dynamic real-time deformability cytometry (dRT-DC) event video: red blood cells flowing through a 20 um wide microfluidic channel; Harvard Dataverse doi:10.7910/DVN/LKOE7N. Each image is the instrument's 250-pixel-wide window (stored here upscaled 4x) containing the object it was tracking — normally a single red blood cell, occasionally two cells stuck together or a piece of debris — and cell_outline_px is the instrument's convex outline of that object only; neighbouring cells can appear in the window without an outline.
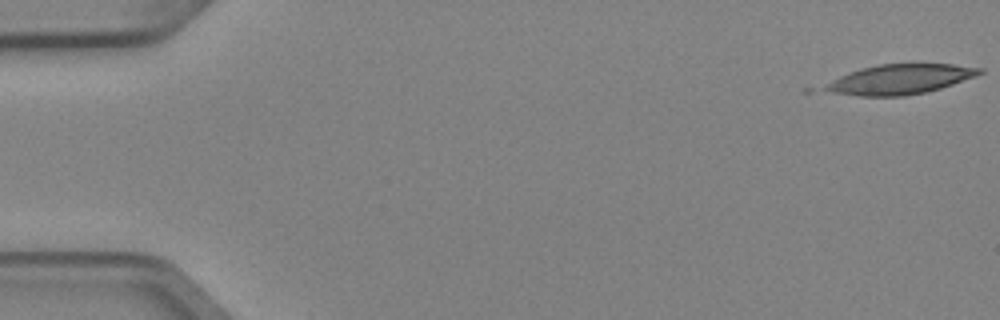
{"species": "Egyptian fruit bat (a non-hibernating species)", "species_latin": "Rousettus aegyptiacus", "temperature_condition": "cold", "stored_images_in_passage": 5, "camera_frame_rate_fps": 3000, "um_per_image_px": 0.085, "animal": {"sex": "female"}, "frame": {"image": 1, "passage_image": 1, "time_ms": 0.0, "image_size_px": [1000, 320], "cell_outline_px": [[984, 72], [976, 76], [940, 88], [924, 92], [904, 96], [860, 96], [832, 92], [820, 88], [832, 80], [840, 76], [860, 68], [880, 64], [952, 64], [984, 68]], "centroid_in_image_um": [76.51, 6.73], "position_along_channel_um": 8.5, "area_um2": 26.65}}
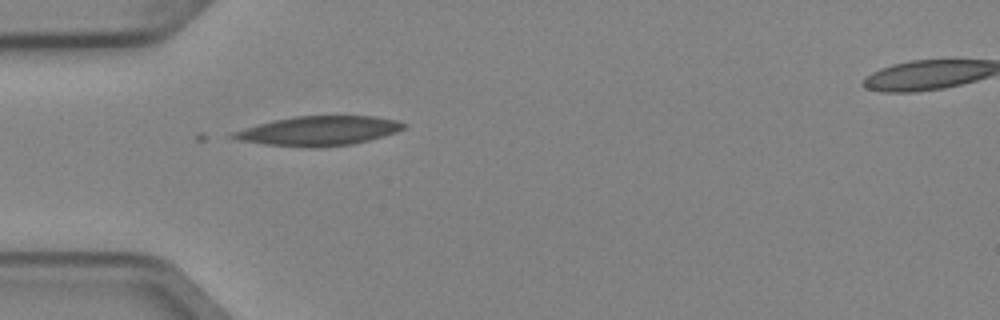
{"frame": {"image": 2, "passage_image": 5, "time_ms": 1.333, "image_size_px": [1000, 320], "cell_outline_px": [[408, 124], [404, 128], [396, 132], [384, 136], [352, 144], [316, 148], [312, 148], [264, 144], [240, 140], [228, 136], [232, 132], [272, 120], [296, 116], [376, 116], [396, 120]], "centroid_in_image_um": [27.11, 11.12], "position_along_channel_um": 57.9, "area_um2": 29.19}}